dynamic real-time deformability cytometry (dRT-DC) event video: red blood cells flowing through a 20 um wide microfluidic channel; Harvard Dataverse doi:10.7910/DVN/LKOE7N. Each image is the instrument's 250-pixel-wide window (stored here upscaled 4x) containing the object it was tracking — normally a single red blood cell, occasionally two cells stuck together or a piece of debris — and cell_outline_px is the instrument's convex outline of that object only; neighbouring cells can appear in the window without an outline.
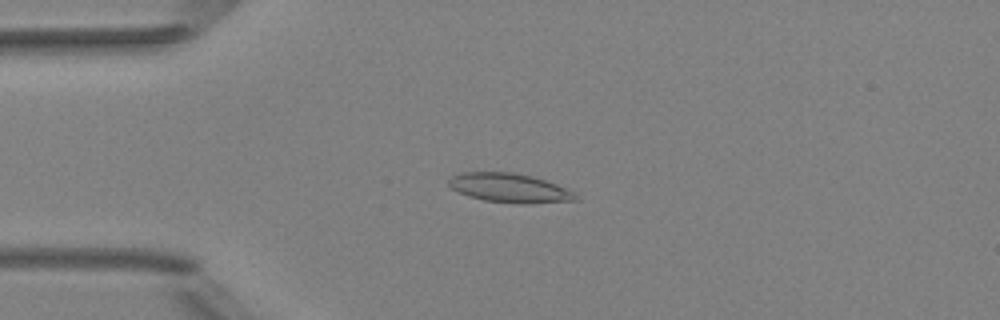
{"species": "Egyptian fruit bat (a non-hibernating species)", "species_latin": "Rousettus aegyptiacus", "temperature_condition": "room temperature", "stored_images_in_passage": 6, "camera_frame_rate_fps": 3000, "um_per_image_px": 0.085, "animal": {"sex": "female"}, "frame": {"image": 1, "passage_image": 4, "time_ms": 3.333, "image_size_px": [1000, 320], "cell_outline_px": [[580, 200], [524, 204], [520, 204], [484, 200], [468, 196], [452, 188], [448, 184], [448, 180], [452, 176], [464, 172], [512, 172], [532, 176], [556, 184], [572, 192]], "centroid_in_image_um": [43.3, 15.98], "position_along_channel_um": 41.7, "area_um2": 21.33}}
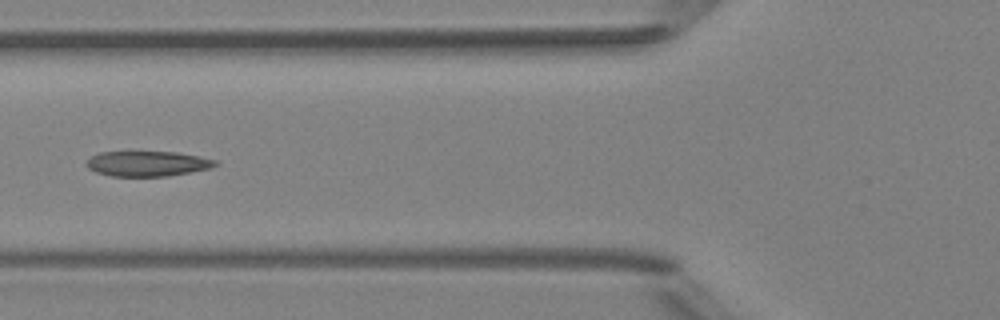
{"frame": {"image": 2, "passage_image": 6, "time_ms": 5.667, "image_size_px": [1000, 320], "cell_outline_px": [[220, 164], [208, 168], [168, 176], [112, 176], [96, 172], [88, 168], [84, 164], [92, 156], [100, 152], [176, 152], [216, 160]], "centroid_in_image_um": [12.5, 13.91], "position_along_channel_um": 113.3, "area_um2": 18.67}}